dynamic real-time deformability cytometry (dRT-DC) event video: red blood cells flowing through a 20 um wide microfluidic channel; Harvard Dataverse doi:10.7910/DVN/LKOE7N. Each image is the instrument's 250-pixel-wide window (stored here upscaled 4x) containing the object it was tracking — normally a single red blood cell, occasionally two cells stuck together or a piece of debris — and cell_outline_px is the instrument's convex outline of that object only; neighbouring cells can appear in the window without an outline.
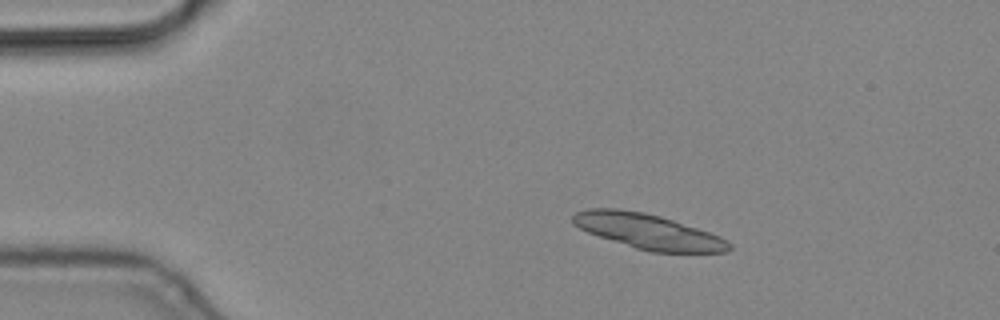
{"species": "common noctule bat (a hibernating species)", "species_latin": "Nyctalus noctula", "temperature_condition": "cold", "stored_images_in_passage": 4, "camera_frame_rate_fps": 3000, "um_per_image_px": 0.085, "animal": {"sex": "male", "body_mass_g": 19.2, "forearm_length_mm": 51.8}, "frame": {"image": 1, "passage_image": 1, "time_ms": 0.0, "image_size_px": [1000, 320], "cell_outline_px": [[732, 248], [728, 252], [652, 252], [636, 248], [588, 232], [572, 224], [572, 216], [576, 212], [588, 208], [616, 208], [644, 212], [660, 216], [720, 236], [728, 240], [732, 244]], "centroid_in_image_um": [55.09, 19.67], "position_along_channel_um": 29.9, "area_um2": 31.67}}